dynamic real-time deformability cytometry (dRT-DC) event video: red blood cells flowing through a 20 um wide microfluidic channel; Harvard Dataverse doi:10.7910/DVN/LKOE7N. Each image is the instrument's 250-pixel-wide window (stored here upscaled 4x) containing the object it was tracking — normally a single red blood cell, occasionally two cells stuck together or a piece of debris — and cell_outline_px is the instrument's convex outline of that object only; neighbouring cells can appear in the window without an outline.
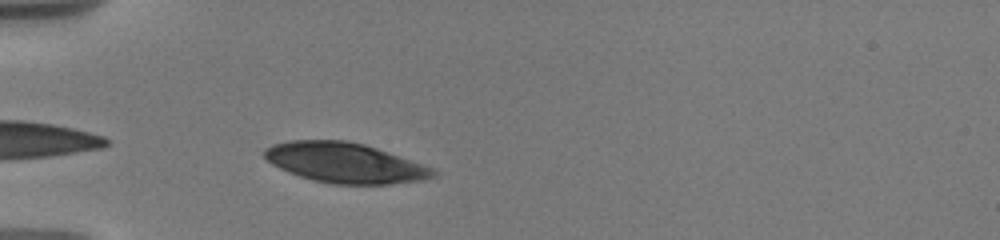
{"species": "human", "species_latin": "Homo sapiens", "temperature_condition": "warm", "stored_images_in_passage": 6, "camera_frame_rate_fps": 3000, "um_per_image_px": 0.085, "donor": {"sex": "male"}, "frame": {"image": 1, "passage_image": 3, "time_ms": 0.667, "image_size_px": [1000, 240], "cell_outline_px": [[440, 172], [436, 176], [420, 180], [388, 184], [332, 184], [312, 180], [288, 172], [272, 164], [264, 156], [264, 148], [272, 144], [292, 140], [344, 140], [364, 144], [436, 168]], "centroid_in_image_um": [29.34, 13.84], "position_along_channel_um": 55.7, "area_um2": 39.48}}